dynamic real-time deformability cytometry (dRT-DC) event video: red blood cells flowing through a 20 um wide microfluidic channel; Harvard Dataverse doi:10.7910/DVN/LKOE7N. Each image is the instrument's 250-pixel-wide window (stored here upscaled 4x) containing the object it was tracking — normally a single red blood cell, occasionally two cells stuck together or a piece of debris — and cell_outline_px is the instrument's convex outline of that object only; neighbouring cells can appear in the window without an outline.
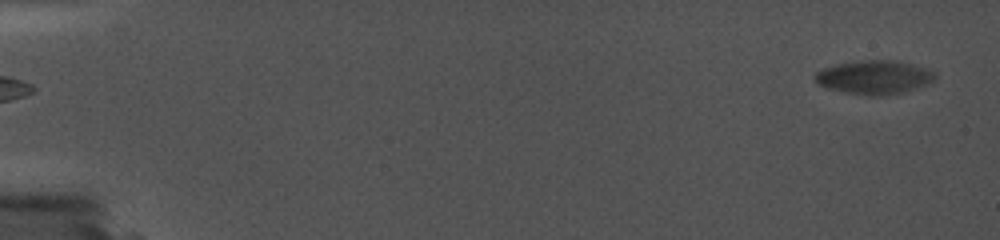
{"species": "common noctule bat (a hibernating species)", "species_latin": "Nyctalus noctula", "temperature_condition": "cold", "stored_images_in_passage": 4, "camera_frame_rate_fps": 5000, "um_per_image_px": 0.085, "animal": {"sex": "female", "body_mass_g": 19.0, "forearm_length_mm": 56.7}, "frame": {"image": 1, "passage_image": 4, "time_ms": 0.8, "image_size_px": [1000, 240], "cell_outline_px": [[900, 68], [876, 88], [864, 88], [828, 84], [820, 80], [816, 76], [820, 72], [848, 64], [888, 64]], "centroid_in_image_um": [72.95, 6.39], "position_along_channel_um": 12.1, "area_um2": 10.4}}